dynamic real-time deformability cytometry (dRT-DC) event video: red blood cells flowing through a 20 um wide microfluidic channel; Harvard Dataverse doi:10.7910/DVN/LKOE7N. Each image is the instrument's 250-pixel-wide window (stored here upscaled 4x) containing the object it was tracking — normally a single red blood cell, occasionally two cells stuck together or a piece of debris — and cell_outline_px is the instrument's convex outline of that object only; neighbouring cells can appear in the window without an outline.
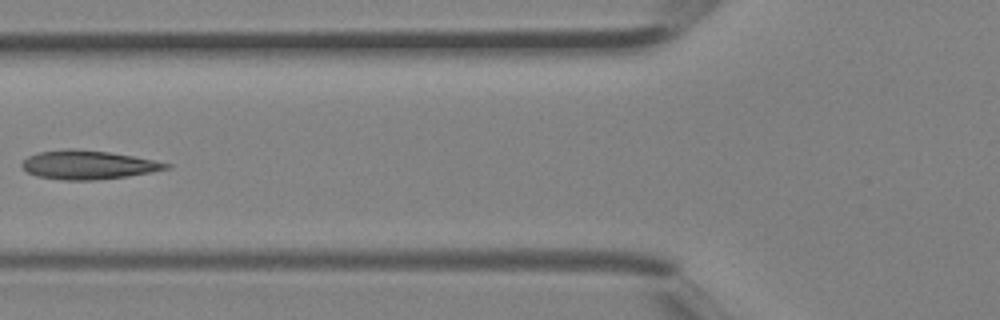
{"species": "Egyptian fruit bat (a non-hibernating species)", "species_latin": "Rousettus aegyptiacus", "temperature_condition": "room temperature", "stored_images_in_passage": 4, "camera_frame_rate_fps": 3000, "um_per_image_px": 0.085, "animal": {"sex": "female"}, "frame": {"image": 1, "passage_image": 4, "time_ms": 1.0, "image_size_px": [1000, 320], "cell_outline_px": [[172, 168], [128, 176], [96, 180], [64, 180], [36, 176], [28, 172], [20, 164], [28, 156], [40, 152], [68, 148], [72, 148], [108, 152], [132, 156], [172, 164]], "centroid_in_image_um": [7.49, 14.01], "position_along_channel_um": 118.3, "area_um2": 24.04}}